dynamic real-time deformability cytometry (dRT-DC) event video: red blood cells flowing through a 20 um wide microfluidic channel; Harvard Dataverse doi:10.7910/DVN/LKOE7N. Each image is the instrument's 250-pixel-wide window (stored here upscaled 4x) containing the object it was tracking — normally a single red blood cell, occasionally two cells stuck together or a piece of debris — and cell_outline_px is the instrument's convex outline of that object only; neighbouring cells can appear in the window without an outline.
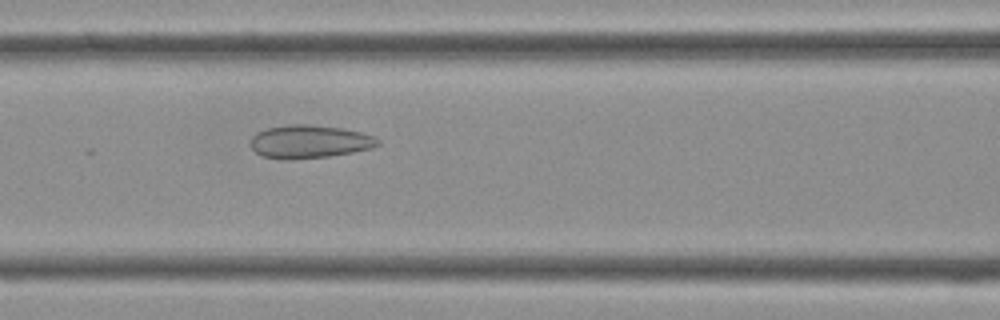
{"species": "Egyptian fruit bat (a non-hibernating species)", "species_latin": "Rousettus aegyptiacus", "temperature_condition": "cold", "stored_images_in_passage": 16, "camera_frame_rate_fps": 3000, "um_per_image_px": 0.085, "frame": {"image": 1, "passage_image": 13, "time_ms": 4.0, "image_size_px": [1000, 320], "cell_outline_px": [[380, 144], [372, 148], [352, 152], [328, 156], [288, 160], [284, 160], [260, 156], [248, 144], [252, 136], [256, 132], [268, 128], [288, 124], [304, 124], [344, 128], [376, 136], [380, 140]], "centroid_in_image_um": [26.28, 12.04], "position_along_channel_um": 140.3, "area_um2": 24.85}}
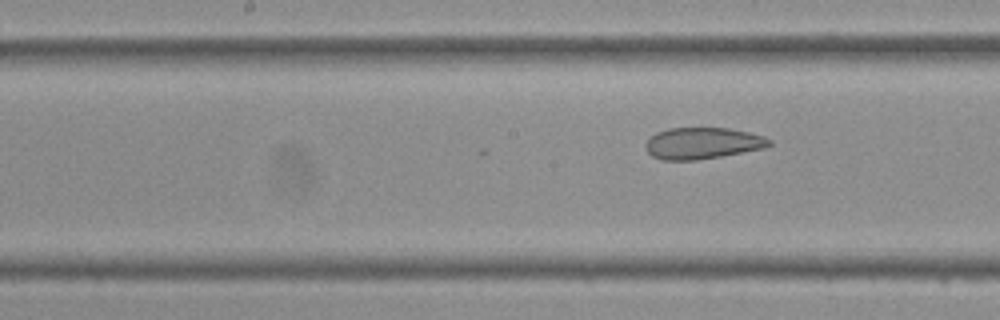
{"frame": {"image": 2, "passage_image": 16, "time_ms": 5.0, "image_size_px": [1000, 320], "cell_outline_px": [[772, 144], [764, 148], [720, 156], [696, 160], [660, 160], [652, 156], [644, 148], [644, 144], [656, 132], [668, 128], [728, 128], [748, 132], [764, 136], [772, 140]], "centroid_in_image_um": [59.69, 12.17], "position_along_channel_um": 188.5, "area_um2": 22.72}}